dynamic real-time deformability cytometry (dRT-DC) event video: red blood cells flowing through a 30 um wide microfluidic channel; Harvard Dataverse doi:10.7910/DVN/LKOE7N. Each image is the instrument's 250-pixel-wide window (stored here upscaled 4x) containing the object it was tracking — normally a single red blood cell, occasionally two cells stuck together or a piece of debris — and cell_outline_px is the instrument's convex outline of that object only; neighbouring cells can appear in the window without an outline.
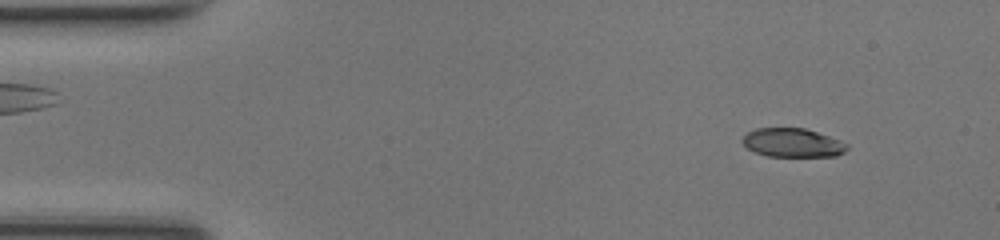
{"species": "common noctule bat (a hibernating species)", "species_latin": "Nyctalus noctula", "temperature_condition": "room temperature", "stored_images_in_passage": 45, "camera_frame_rate_fps": 3000, "um_per_image_px": 0.085, "animal": {"sex": "female", "body_mass_g": 17.0, "forearm_length_mm": 48.0}, "frame": {"image": 1, "passage_image": 1, "time_ms": 0.0, "image_size_px": [1000, 240], "cell_outline_px": [[848, 148], [844, 152], [836, 156], [768, 156], [756, 152], [748, 148], [740, 140], [748, 132], [756, 128], [804, 128], [840, 140], [848, 144]], "centroid_in_image_um": [67.37, 12.13], "position_along_channel_um": 17.6, "area_um2": 17.4}}
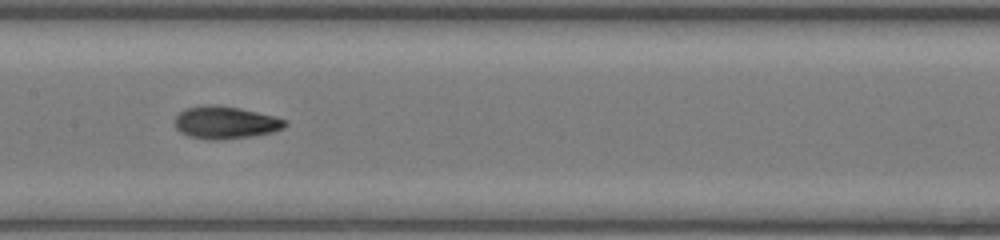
{"frame": {"image": 2, "passage_image": 20, "time_ms": 6.333, "image_size_px": [1000, 240], "cell_outline_px": [[288, 124], [284, 128], [272, 132], [252, 136], [220, 140], [208, 140], [188, 136], [180, 132], [176, 128], [176, 116], [180, 112], [188, 108], [236, 108], [256, 112], [288, 120]], "centroid_in_image_um": [19.21, 10.48], "position_along_channel_um": 188.2, "area_um2": 19.94}}
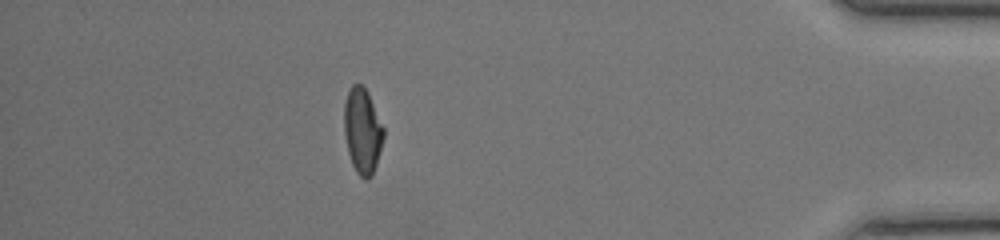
{"frame": {"image": 3, "passage_image": 39, "time_ms": 12.667, "image_size_px": [1000, 240], "cell_outline_px": [[384, 136], [376, 164], [372, 176], [368, 180], [364, 180], [356, 172], [352, 164], [348, 152], [344, 132], [344, 104], [348, 92], [352, 84], [360, 84], [368, 92], [384, 128]], "centroid_in_image_um": [30.8, 11.14], "position_along_channel_um": 404.4, "area_um2": 19.59}, "authors_computed_cell_mechanics": {"area_um2": 19.5942, "velocity_mm_per_s": 4.2397, "shape_relaxation_time_tau1_ms": 5.9352, "shape_relaxation_time_tau2_ms": 2.3252, "deformation_change_tau1": 0.2309, "deformation_change_tau2": 0.0781}}